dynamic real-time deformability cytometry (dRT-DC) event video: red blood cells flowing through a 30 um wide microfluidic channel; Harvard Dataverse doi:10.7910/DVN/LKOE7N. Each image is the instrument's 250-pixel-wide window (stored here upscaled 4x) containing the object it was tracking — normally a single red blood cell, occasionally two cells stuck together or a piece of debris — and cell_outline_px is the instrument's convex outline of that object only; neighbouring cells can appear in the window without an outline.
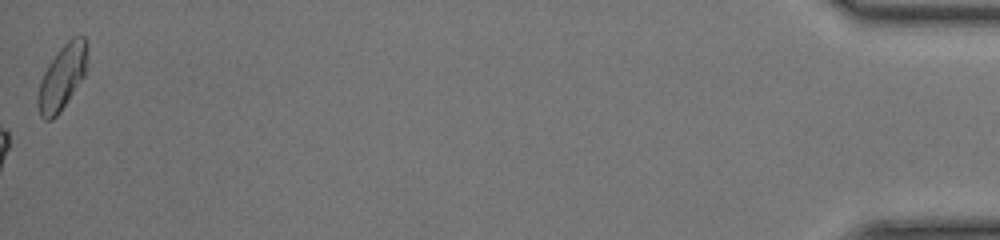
{"species": "common noctule bat (a hibernating species)", "species_latin": "Nyctalus noctula", "temperature_condition": "room temperature", "stored_images_in_passage": 48, "camera_frame_rate_fps": 3000, "um_per_image_px": 0.085, "animal": {"sex": "female", "body_mass_g": 17.0, "forearm_length_mm": 48.0}, "frame": {"image": 1, "passage_image": 48, "time_ms": 15.667, "image_size_px": [1000, 240], "cell_outline_px": [[88, 48], [84, 76], [60, 112], [52, 120], [44, 120], [40, 116], [36, 104], [36, 96], [40, 80], [48, 64], [56, 52], [72, 36], [84, 36], [88, 44]], "centroid_in_image_um": [5.25, 6.57], "position_along_channel_um": 429.9, "area_um2": 18.9}, "authors_computed_cell_mechanics": {"area_um2": 18.8428, "velocity_mm_per_s": 4.306, "shape_relaxation_time_tau1_ms": null, "shape_relaxation_time_tau2_ms": 1.2994, "deformation_change_tau1": null, "deformation_change_tau2": 0.0723}}